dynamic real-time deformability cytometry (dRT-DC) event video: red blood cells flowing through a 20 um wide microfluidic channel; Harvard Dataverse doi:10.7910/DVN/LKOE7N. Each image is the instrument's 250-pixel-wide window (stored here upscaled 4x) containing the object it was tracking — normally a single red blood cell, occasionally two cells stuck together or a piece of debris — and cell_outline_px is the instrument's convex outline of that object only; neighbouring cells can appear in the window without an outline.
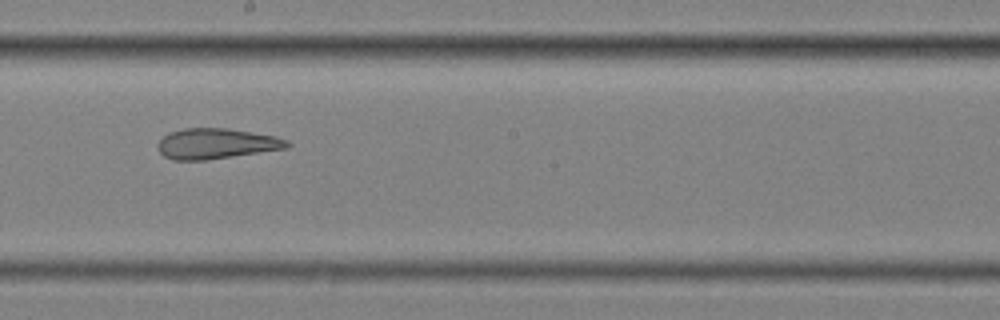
{"species": "common noctule bat (a hibernating species)", "species_latin": "Nyctalus noctula", "temperature_condition": "cold", "stored_images_in_passage": 10, "camera_frame_rate_fps": 3000, "um_per_image_px": 0.085, "animal": {"sex": "female", "body_mass_g": 25.1}, "frame": {"image": 1, "passage_image": 9, "time_ms": 2.667, "image_size_px": [1000, 320], "cell_outline_px": [[292, 144], [288, 148], [204, 160], [172, 160], [164, 156], [156, 148], [156, 144], [168, 132], [184, 128], [228, 128], [276, 136], [288, 140]], "centroid_in_image_um": [18.37, 12.2], "position_along_channel_um": 229.8, "area_um2": 23.06}}
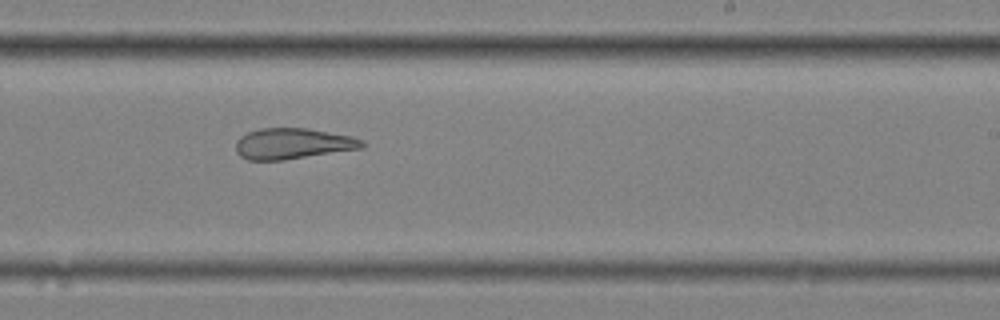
{"frame": {"image": 2, "passage_image": 10, "time_ms": 3.0, "image_size_px": [1000, 320], "cell_outline_px": [[368, 144], [364, 148], [284, 160], [248, 160], [240, 156], [236, 152], [236, 140], [240, 136], [248, 132], [260, 128], [308, 128], [352, 136], [364, 140]], "centroid_in_image_um": [24.92, 12.21], "position_along_channel_um": 264.1, "area_um2": 23.0}}